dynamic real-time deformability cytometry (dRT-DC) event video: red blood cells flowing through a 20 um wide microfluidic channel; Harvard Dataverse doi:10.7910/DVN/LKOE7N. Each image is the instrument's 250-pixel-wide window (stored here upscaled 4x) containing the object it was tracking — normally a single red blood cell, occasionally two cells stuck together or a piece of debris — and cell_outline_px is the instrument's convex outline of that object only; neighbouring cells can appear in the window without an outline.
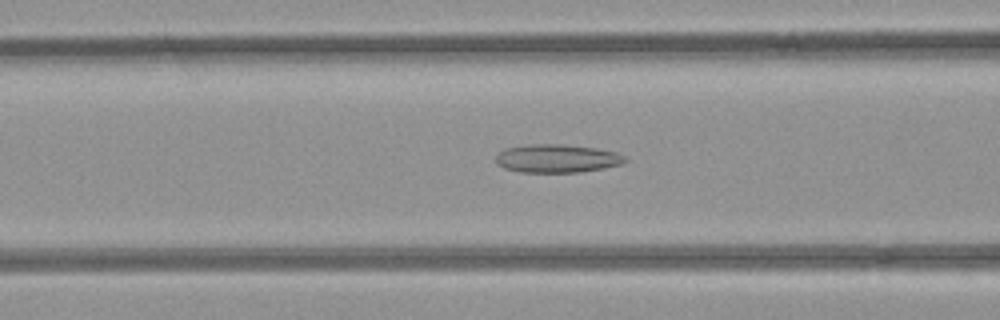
{"species": "common noctule bat (a hibernating species)", "species_latin": "Nyctalus noctula", "temperature_condition": "room temperature", "stored_images_in_passage": 53, "camera_frame_rate_fps": 3000, "um_per_image_px": 0.085, "animal": {"sex": "female", "body_mass_g": 21.9}, "frame": {"image": 1, "passage_image": 21, "time_ms": 6.667, "image_size_px": [1000, 320], "cell_outline_px": [[628, 160], [620, 164], [604, 168], [580, 172], [520, 172], [504, 168], [496, 164], [496, 156], [504, 148], [528, 144], [564, 144], [596, 148], [616, 152], [624, 156]], "centroid_in_image_um": [47.32, 13.46], "position_along_channel_um": 119.3, "area_um2": 21.39}}
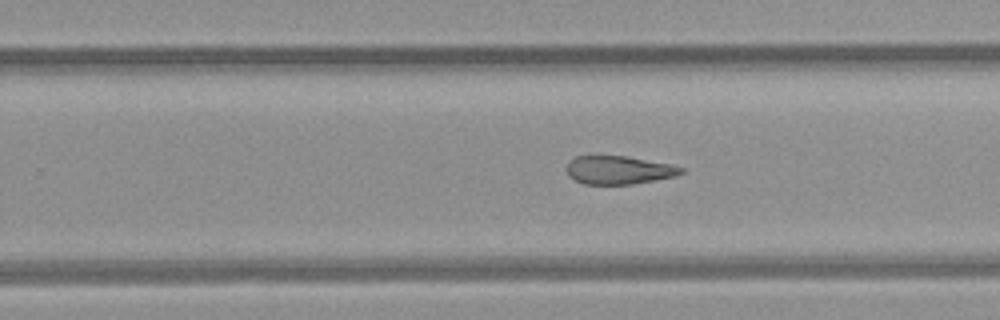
{"frame": {"image": 2, "passage_image": 33, "time_ms": 10.667, "image_size_px": [1000, 320], "cell_outline_px": [[684, 172], [676, 176], [632, 184], [584, 184], [568, 176], [568, 160], [576, 156], [592, 152], [628, 156], [672, 164], [684, 168]], "centroid_in_image_um": [52.56, 14.4], "position_along_channel_um": 277.2, "area_um2": 19.65}}
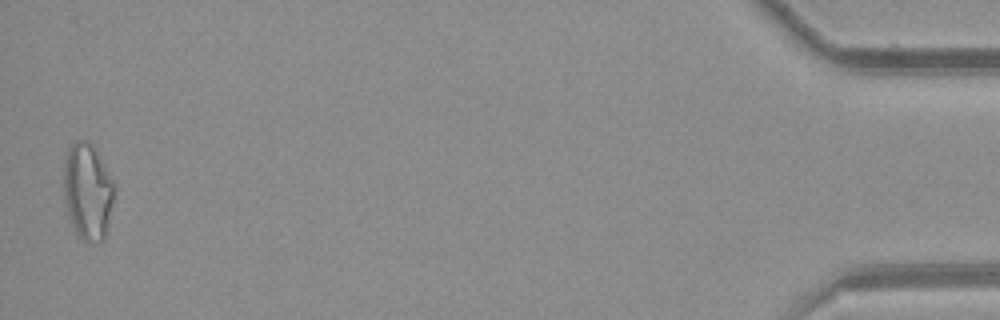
{"frame": {"image": 3, "passage_image": 52, "time_ms": 17.0, "image_size_px": [1000, 320], "cell_outline_px": [[116, 184], [112, 204], [104, 240], [88, 244], [76, 232], [72, 224], [64, 200], [64, 164], [68, 148], [76, 140], [88, 140], [92, 144]], "centroid_in_image_um": [7.46, 16.26], "position_along_channel_um": 427.7, "area_um2": 28.38}, "authors_computed_cell_mechanics": {"area_um2": 23.2934, "velocity_mm_per_s": 3.9487, "shape_relaxation_time_tau1_ms": null, "shape_relaxation_time_tau2_ms": 4.6682, "deformation_change_tau1": null, "deformation_change_tau2": 0.1557}}